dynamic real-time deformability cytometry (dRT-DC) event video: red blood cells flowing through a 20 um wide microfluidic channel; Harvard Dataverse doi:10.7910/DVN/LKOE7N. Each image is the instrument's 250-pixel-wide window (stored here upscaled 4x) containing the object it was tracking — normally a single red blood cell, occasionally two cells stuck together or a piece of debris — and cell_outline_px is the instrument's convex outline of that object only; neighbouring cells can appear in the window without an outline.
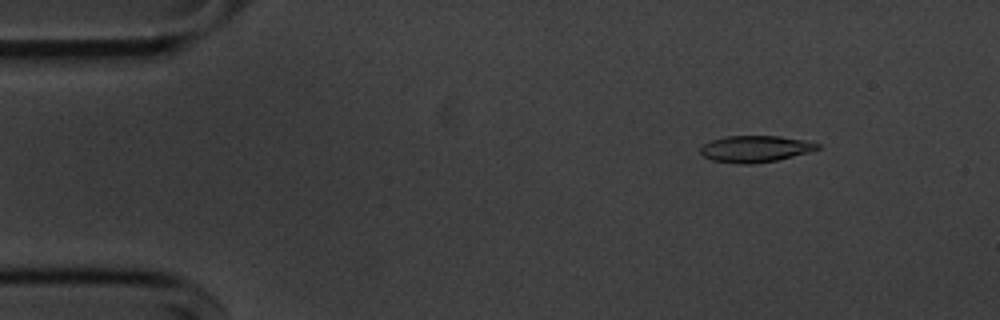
{"species": "common noctule bat (a hibernating species)", "species_latin": "Nyctalus noctula", "temperature_condition": "cold", "stored_images_in_passage": 55, "camera_frame_rate_fps": 3000, "um_per_image_px": 0.085, "animal": {"sex": "male", "body_mass_g": 20.1, "forearm_length_mm": 53.5}, "frame": {"image": 1, "passage_image": 7, "time_ms": 2.0, "image_size_px": [1000, 320], "cell_outline_px": [[820, 148], [808, 152], [776, 160], [752, 164], [740, 164], [712, 160], [704, 156], [700, 152], [700, 148], [704, 144], [712, 140], [728, 136], [780, 136], [804, 140], [820, 144]], "centroid_in_image_um": [64.19, 12.65], "position_along_channel_um": 20.8, "area_um2": 17.92}}
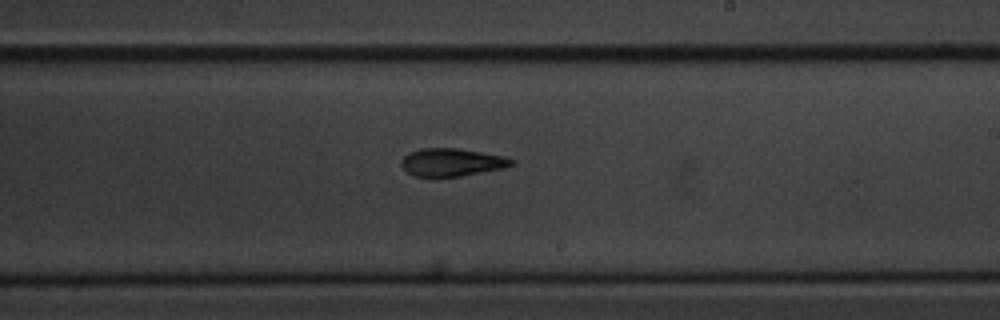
{"frame": {"image": 2, "passage_image": 32, "time_ms": 10.333, "image_size_px": [1000, 320], "cell_outline_px": [[516, 164], [504, 168], [460, 176], [416, 176], [408, 172], [400, 164], [400, 160], [408, 152], [420, 148], [456, 148], [504, 156], [516, 160]], "centroid_in_image_um": [38.41, 13.78], "position_along_channel_um": 250.6, "area_um2": 17.86}}
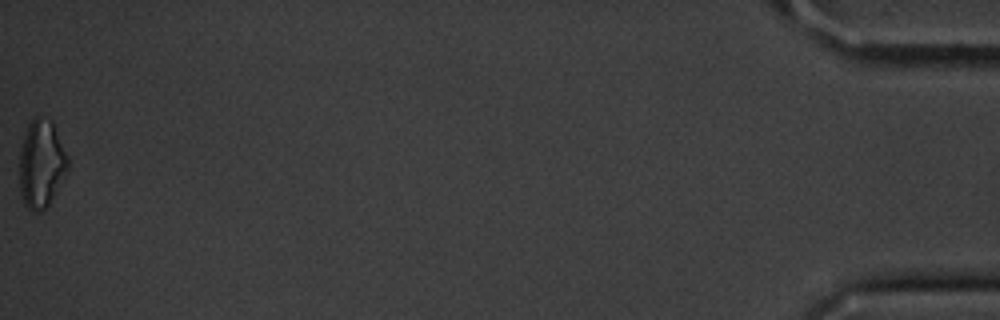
{"frame": {"image": 3, "passage_image": 55, "time_ms": 18.0, "image_size_px": [1000, 320], "cell_outline_px": [[68, 168], [48, 204], [40, 212], [32, 212], [24, 204], [20, 192], [20, 152], [24, 136], [28, 124], [36, 116], [52, 120], [68, 156]], "centroid_in_image_um": [3.51, 13.91], "position_along_channel_um": 431.7, "area_um2": 24.45}, "authors_computed_cell_mechanics": {"area_um2": 18.3804, "velocity_mm_per_s": 3.652, "shape_relaxation_time_tau1_ms": 5.5186, "shape_relaxation_time_tau2_ms": 4.1129, "deformation_change_tau1": 0.1719, "deformation_change_tau2": 0.1223}}